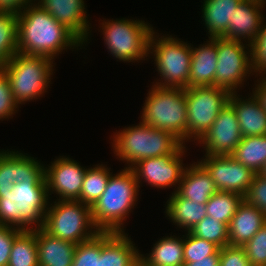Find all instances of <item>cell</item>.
Instances as JSON below:
<instances>
[{
  "mask_svg": "<svg viewBox=\"0 0 266 266\" xmlns=\"http://www.w3.org/2000/svg\"><path fill=\"white\" fill-rule=\"evenodd\" d=\"M17 16V45L20 53L55 60L67 49L78 51L79 47L82 49L84 46L71 30L56 21L37 2L28 5Z\"/></svg>",
  "mask_w": 266,
  "mask_h": 266,
  "instance_id": "6da1fadb",
  "label": "cell"
},
{
  "mask_svg": "<svg viewBox=\"0 0 266 266\" xmlns=\"http://www.w3.org/2000/svg\"><path fill=\"white\" fill-rule=\"evenodd\" d=\"M139 185L131 168L111 174L105 191L91 207L92 219L100 232H125L124 221L136 207Z\"/></svg>",
  "mask_w": 266,
  "mask_h": 266,
  "instance_id": "7a4b0ae2",
  "label": "cell"
},
{
  "mask_svg": "<svg viewBox=\"0 0 266 266\" xmlns=\"http://www.w3.org/2000/svg\"><path fill=\"white\" fill-rule=\"evenodd\" d=\"M111 137L113 153L118 160L126 162V168H132L146 158L176 155L186 145L172 133L141 121L135 126L133 124L120 129Z\"/></svg>",
  "mask_w": 266,
  "mask_h": 266,
  "instance_id": "3957f363",
  "label": "cell"
},
{
  "mask_svg": "<svg viewBox=\"0 0 266 266\" xmlns=\"http://www.w3.org/2000/svg\"><path fill=\"white\" fill-rule=\"evenodd\" d=\"M49 200L46 182L14 183L11 192L0 197V225L25 231L41 229Z\"/></svg>",
  "mask_w": 266,
  "mask_h": 266,
  "instance_id": "277c9868",
  "label": "cell"
},
{
  "mask_svg": "<svg viewBox=\"0 0 266 266\" xmlns=\"http://www.w3.org/2000/svg\"><path fill=\"white\" fill-rule=\"evenodd\" d=\"M142 106L141 122L172 133L187 142V105L185 89L152 85Z\"/></svg>",
  "mask_w": 266,
  "mask_h": 266,
  "instance_id": "5b68a950",
  "label": "cell"
},
{
  "mask_svg": "<svg viewBox=\"0 0 266 266\" xmlns=\"http://www.w3.org/2000/svg\"><path fill=\"white\" fill-rule=\"evenodd\" d=\"M157 33L152 31L148 51V56L153 57L156 71L161 77L153 85L186 89L190 76L192 44L169 34Z\"/></svg>",
  "mask_w": 266,
  "mask_h": 266,
  "instance_id": "8992f818",
  "label": "cell"
},
{
  "mask_svg": "<svg viewBox=\"0 0 266 266\" xmlns=\"http://www.w3.org/2000/svg\"><path fill=\"white\" fill-rule=\"evenodd\" d=\"M54 64L50 58L20 52L11 57L2 70L19 106L44 96L51 84Z\"/></svg>",
  "mask_w": 266,
  "mask_h": 266,
  "instance_id": "52a82bcc",
  "label": "cell"
},
{
  "mask_svg": "<svg viewBox=\"0 0 266 266\" xmlns=\"http://www.w3.org/2000/svg\"><path fill=\"white\" fill-rule=\"evenodd\" d=\"M99 28L110 55L122 62L145 61L149 51V39L155 29L144 20H99Z\"/></svg>",
  "mask_w": 266,
  "mask_h": 266,
  "instance_id": "ba28073f",
  "label": "cell"
},
{
  "mask_svg": "<svg viewBox=\"0 0 266 266\" xmlns=\"http://www.w3.org/2000/svg\"><path fill=\"white\" fill-rule=\"evenodd\" d=\"M50 202L42 227L50 236L79 244L100 232L93 223L89 205L71 200Z\"/></svg>",
  "mask_w": 266,
  "mask_h": 266,
  "instance_id": "9c48e42d",
  "label": "cell"
},
{
  "mask_svg": "<svg viewBox=\"0 0 266 266\" xmlns=\"http://www.w3.org/2000/svg\"><path fill=\"white\" fill-rule=\"evenodd\" d=\"M230 94L227 89L217 86L185 89L188 142L197 143L203 137L221 109L228 103Z\"/></svg>",
  "mask_w": 266,
  "mask_h": 266,
  "instance_id": "30bf717a",
  "label": "cell"
},
{
  "mask_svg": "<svg viewBox=\"0 0 266 266\" xmlns=\"http://www.w3.org/2000/svg\"><path fill=\"white\" fill-rule=\"evenodd\" d=\"M217 55L215 86L227 89L230 93L238 92L245 80L254 75L251 45L243 41L217 37Z\"/></svg>",
  "mask_w": 266,
  "mask_h": 266,
  "instance_id": "8fae6325",
  "label": "cell"
},
{
  "mask_svg": "<svg viewBox=\"0 0 266 266\" xmlns=\"http://www.w3.org/2000/svg\"><path fill=\"white\" fill-rule=\"evenodd\" d=\"M187 150L184 146L176 155L146 158L137 162L131 169L135 173L139 188L143 182H146L151 188L175 187L173 192H176L186 168L183 157Z\"/></svg>",
  "mask_w": 266,
  "mask_h": 266,
  "instance_id": "7c38bea8",
  "label": "cell"
},
{
  "mask_svg": "<svg viewBox=\"0 0 266 266\" xmlns=\"http://www.w3.org/2000/svg\"><path fill=\"white\" fill-rule=\"evenodd\" d=\"M49 165H47L48 167L44 166V176L49 199L52 193L57 194V199L55 200L58 201H79L83 178L87 168L81 166L76 160L64 155L54 159Z\"/></svg>",
  "mask_w": 266,
  "mask_h": 266,
  "instance_id": "4fadbf2b",
  "label": "cell"
},
{
  "mask_svg": "<svg viewBox=\"0 0 266 266\" xmlns=\"http://www.w3.org/2000/svg\"><path fill=\"white\" fill-rule=\"evenodd\" d=\"M211 175L218 191L245 196L255 173L231 155L204 156L198 161Z\"/></svg>",
  "mask_w": 266,
  "mask_h": 266,
  "instance_id": "5bb4252c",
  "label": "cell"
},
{
  "mask_svg": "<svg viewBox=\"0 0 266 266\" xmlns=\"http://www.w3.org/2000/svg\"><path fill=\"white\" fill-rule=\"evenodd\" d=\"M243 136L240 132L237 114L228 102L203 137L196 143L202 145L204 156L231 155Z\"/></svg>",
  "mask_w": 266,
  "mask_h": 266,
  "instance_id": "9a60e30c",
  "label": "cell"
},
{
  "mask_svg": "<svg viewBox=\"0 0 266 266\" xmlns=\"http://www.w3.org/2000/svg\"><path fill=\"white\" fill-rule=\"evenodd\" d=\"M44 166L27 153L0 149V197L11 192L14 183L46 182Z\"/></svg>",
  "mask_w": 266,
  "mask_h": 266,
  "instance_id": "2e32d148",
  "label": "cell"
},
{
  "mask_svg": "<svg viewBox=\"0 0 266 266\" xmlns=\"http://www.w3.org/2000/svg\"><path fill=\"white\" fill-rule=\"evenodd\" d=\"M36 2L87 46L92 26L87 17L89 15L84 0H36Z\"/></svg>",
  "mask_w": 266,
  "mask_h": 266,
  "instance_id": "e0dca14e",
  "label": "cell"
},
{
  "mask_svg": "<svg viewBox=\"0 0 266 266\" xmlns=\"http://www.w3.org/2000/svg\"><path fill=\"white\" fill-rule=\"evenodd\" d=\"M265 7L266 5L255 0H242L234 11L232 23L228 24L227 32L222 37L251 44L260 32L265 18L262 13Z\"/></svg>",
  "mask_w": 266,
  "mask_h": 266,
  "instance_id": "ac0fdd59",
  "label": "cell"
},
{
  "mask_svg": "<svg viewBox=\"0 0 266 266\" xmlns=\"http://www.w3.org/2000/svg\"><path fill=\"white\" fill-rule=\"evenodd\" d=\"M140 250L126 232H101V254L97 266H136Z\"/></svg>",
  "mask_w": 266,
  "mask_h": 266,
  "instance_id": "d6986e66",
  "label": "cell"
},
{
  "mask_svg": "<svg viewBox=\"0 0 266 266\" xmlns=\"http://www.w3.org/2000/svg\"><path fill=\"white\" fill-rule=\"evenodd\" d=\"M217 56V37L209 38L198 48L192 44L188 87L215 86Z\"/></svg>",
  "mask_w": 266,
  "mask_h": 266,
  "instance_id": "ffe728a7",
  "label": "cell"
},
{
  "mask_svg": "<svg viewBox=\"0 0 266 266\" xmlns=\"http://www.w3.org/2000/svg\"><path fill=\"white\" fill-rule=\"evenodd\" d=\"M249 95L243 99L236 92L228 99L237 114L240 132L243 137L266 135V112L256 97L252 93Z\"/></svg>",
  "mask_w": 266,
  "mask_h": 266,
  "instance_id": "44dd1931",
  "label": "cell"
},
{
  "mask_svg": "<svg viewBox=\"0 0 266 266\" xmlns=\"http://www.w3.org/2000/svg\"><path fill=\"white\" fill-rule=\"evenodd\" d=\"M266 224V215L244 199L228 226L229 245L244 246Z\"/></svg>",
  "mask_w": 266,
  "mask_h": 266,
  "instance_id": "7402d4cb",
  "label": "cell"
},
{
  "mask_svg": "<svg viewBox=\"0 0 266 266\" xmlns=\"http://www.w3.org/2000/svg\"><path fill=\"white\" fill-rule=\"evenodd\" d=\"M183 172L176 191L181 197L199 204H206L218 189L208 171L197 161L188 165Z\"/></svg>",
  "mask_w": 266,
  "mask_h": 266,
  "instance_id": "603a6c76",
  "label": "cell"
},
{
  "mask_svg": "<svg viewBox=\"0 0 266 266\" xmlns=\"http://www.w3.org/2000/svg\"><path fill=\"white\" fill-rule=\"evenodd\" d=\"M36 235L39 266H72L77 244L52 237L42 228Z\"/></svg>",
  "mask_w": 266,
  "mask_h": 266,
  "instance_id": "cb8c5ba5",
  "label": "cell"
},
{
  "mask_svg": "<svg viewBox=\"0 0 266 266\" xmlns=\"http://www.w3.org/2000/svg\"><path fill=\"white\" fill-rule=\"evenodd\" d=\"M169 196L164 206L166 207L165 217L170 219L179 229L182 228L185 232L190 231L207 216L206 204H199L188 198H183L177 192H172V195Z\"/></svg>",
  "mask_w": 266,
  "mask_h": 266,
  "instance_id": "d4e9b609",
  "label": "cell"
},
{
  "mask_svg": "<svg viewBox=\"0 0 266 266\" xmlns=\"http://www.w3.org/2000/svg\"><path fill=\"white\" fill-rule=\"evenodd\" d=\"M201 19L208 30V38L222 37L242 0H203ZM210 35V36H209Z\"/></svg>",
  "mask_w": 266,
  "mask_h": 266,
  "instance_id": "484cf974",
  "label": "cell"
},
{
  "mask_svg": "<svg viewBox=\"0 0 266 266\" xmlns=\"http://www.w3.org/2000/svg\"><path fill=\"white\" fill-rule=\"evenodd\" d=\"M183 237L172 234L155 242L151 252L140 254L142 266H183Z\"/></svg>",
  "mask_w": 266,
  "mask_h": 266,
  "instance_id": "4316f807",
  "label": "cell"
},
{
  "mask_svg": "<svg viewBox=\"0 0 266 266\" xmlns=\"http://www.w3.org/2000/svg\"><path fill=\"white\" fill-rule=\"evenodd\" d=\"M231 156L254 173H259L266 162V135L243 137Z\"/></svg>",
  "mask_w": 266,
  "mask_h": 266,
  "instance_id": "83f0119b",
  "label": "cell"
},
{
  "mask_svg": "<svg viewBox=\"0 0 266 266\" xmlns=\"http://www.w3.org/2000/svg\"><path fill=\"white\" fill-rule=\"evenodd\" d=\"M107 165L96 164L86 169L79 201L92 207L105 191L109 177L113 172Z\"/></svg>",
  "mask_w": 266,
  "mask_h": 266,
  "instance_id": "f1b7e54d",
  "label": "cell"
},
{
  "mask_svg": "<svg viewBox=\"0 0 266 266\" xmlns=\"http://www.w3.org/2000/svg\"><path fill=\"white\" fill-rule=\"evenodd\" d=\"M17 33V13L0 11V69L18 52Z\"/></svg>",
  "mask_w": 266,
  "mask_h": 266,
  "instance_id": "f546056e",
  "label": "cell"
},
{
  "mask_svg": "<svg viewBox=\"0 0 266 266\" xmlns=\"http://www.w3.org/2000/svg\"><path fill=\"white\" fill-rule=\"evenodd\" d=\"M8 266H39L36 235L23 230L13 241Z\"/></svg>",
  "mask_w": 266,
  "mask_h": 266,
  "instance_id": "4dcf8cb0",
  "label": "cell"
},
{
  "mask_svg": "<svg viewBox=\"0 0 266 266\" xmlns=\"http://www.w3.org/2000/svg\"><path fill=\"white\" fill-rule=\"evenodd\" d=\"M243 196L234 192L217 191L206 203L207 216L229 226Z\"/></svg>",
  "mask_w": 266,
  "mask_h": 266,
  "instance_id": "1f68e13d",
  "label": "cell"
},
{
  "mask_svg": "<svg viewBox=\"0 0 266 266\" xmlns=\"http://www.w3.org/2000/svg\"><path fill=\"white\" fill-rule=\"evenodd\" d=\"M189 232L196 237L215 243L220 248L229 244L228 226L210 216H205Z\"/></svg>",
  "mask_w": 266,
  "mask_h": 266,
  "instance_id": "d6a6232c",
  "label": "cell"
},
{
  "mask_svg": "<svg viewBox=\"0 0 266 266\" xmlns=\"http://www.w3.org/2000/svg\"><path fill=\"white\" fill-rule=\"evenodd\" d=\"M183 236L184 263L195 262V259L220 254V247L211 241L192 235L189 231Z\"/></svg>",
  "mask_w": 266,
  "mask_h": 266,
  "instance_id": "836d02e7",
  "label": "cell"
},
{
  "mask_svg": "<svg viewBox=\"0 0 266 266\" xmlns=\"http://www.w3.org/2000/svg\"><path fill=\"white\" fill-rule=\"evenodd\" d=\"M101 254V232L92 239L77 244L72 266H97Z\"/></svg>",
  "mask_w": 266,
  "mask_h": 266,
  "instance_id": "e575fe53",
  "label": "cell"
},
{
  "mask_svg": "<svg viewBox=\"0 0 266 266\" xmlns=\"http://www.w3.org/2000/svg\"><path fill=\"white\" fill-rule=\"evenodd\" d=\"M266 18L261 25L260 32L251 45V63L253 73L259 76H266Z\"/></svg>",
  "mask_w": 266,
  "mask_h": 266,
  "instance_id": "d590c367",
  "label": "cell"
},
{
  "mask_svg": "<svg viewBox=\"0 0 266 266\" xmlns=\"http://www.w3.org/2000/svg\"><path fill=\"white\" fill-rule=\"evenodd\" d=\"M251 266H266V224L243 246Z\"/></svg>",
  "mask_w": 266,
  "mask_h": 266,
  "instance_id": "8d00e7d4",
  "label": "cell"
},
{
  "mask_svg": "<svg viewBox=\"0 0 266 266\" xmlns=\"http://www.w3.org/2000/svg\"><path fill=\"white\" fill-rule=\"evenodd\" d=\"M18 108L19 105L14 100L7 75L0 69V120L13 118Z\"/></svg>",
  "mask_w": 266,
  "mask_h": 266,
  "instance_id": "74e56055",
  "label": "cell"
},
{
  "mask_svg": "<svg viewBox=\"0 0 266 266\" xmlns=\"http://www.w3.org/2000/svg\"><path fill=\"white\" fill-rule=\"evenodd\" d=\"M243 199L266 215V177L255 173L252 184Z\"/></svg>",
  "mask_w": 266,
  "mask_h": 266,
  "instance_id": "f35d334b",
  "label": "cell"
},
{
  "mask_svg": "<svg viewBox=\"0 0 266 266\" xmlns=\"http://www.w3.org/2000/svg\"><path fill=\"white\" fill-rule=\"evenodd\" d=\"M219 266H251L243 246L226 245L220 248Z\"/></svg>",
  "mask_w": 266,
  "mask_h": 266,
  "instance_id": "ab89813d",
  "label": "cell"
},
{
  "mask_svg": "<svg viewBox=\"0 0 266 266\" xmlns=\"http://www.w3.org/2000/svg\"><path fill=\"white\" fill-rule=\"evenodd\" d=\"M22 231L19 228L0 225V266H8L13 241Z\"/></svg>",
  "mask_w": 266,
  "mask_h": 266,
  "instance_id": "60d3db41",
  "label": "cell"
},
{
  "mask_svg": "<svg viewBox=\"0 0 266 266\" xmlns=\"http://www.w3.org/2000/svg\"><path fill=\"white\" fill-rule=\"evenodd\" d=\"M34 2L36 0H0V11H10L18 14Z\"/></svg>",
  "mask_w": 266,
  "mask_h": 266,
  "instance_id": "b9f144b4",
  "label": "cell"
},
{
  "mask_svg": "<svg viewBox=\"0 0 266 266\" xmlns=\"http://www.w3.org/2000/svg\"><path fill=\"white\" fill-rule=\"evenodd\" d=\"M257 83V84H256ZM254 88L252 89V94L260 102V105L266 112V76H260L255 81Z\"/></svg>",
  "mask_w": 266,
  "mask_h": 266,
  "instance_id": "7bdbcfd3",
  "label": "cell"
},
{
  "mask_svg": "<svg viewBox=\"0 0 266 266\" xmlns=\"http://www.w3.org/2000/svg\"><path fill=\"white\" fill-rule=\"evenodd\" d=\"M219 254H213L201 259H195V262L184 263L183 266H219Z\"/></svg>",
  "mask_w": 266,
  "mask_h": 266,
  "instance_id": "ee69618b",
  "label": "cell"
},
{
  "mask_svg": "<svg viewBox=\"0 0 266 266\" xmlns=\"http://www.w3.org/2000/svg\"><path fill=\"white\" fill-rule=\"evenodd\" d=\"M259 174H261L262 176L266 177V162H265L262 170L259 172Z\"/></svg>",
  "mask_w": 266,
  "mask_h": 266,
  "instance_id": "f6af8a7d",
  "label": "cell"
},
{
  "mask_svg": "<svg viewBox=\"0 0 266 266\" xmlns=\"http://www.w3.org/2000/svg\"><path fill=\"white\" fill-rule=\"evenodd\" d=\"M255 1H257V2H259V3H262V4L266 5V0H255Z\"/></svg>",
  "mask_w": 266,
  "mask_h": 266,
  "instance_id": "bcb514c9",
  "label": "cell"
}]
</instances>
